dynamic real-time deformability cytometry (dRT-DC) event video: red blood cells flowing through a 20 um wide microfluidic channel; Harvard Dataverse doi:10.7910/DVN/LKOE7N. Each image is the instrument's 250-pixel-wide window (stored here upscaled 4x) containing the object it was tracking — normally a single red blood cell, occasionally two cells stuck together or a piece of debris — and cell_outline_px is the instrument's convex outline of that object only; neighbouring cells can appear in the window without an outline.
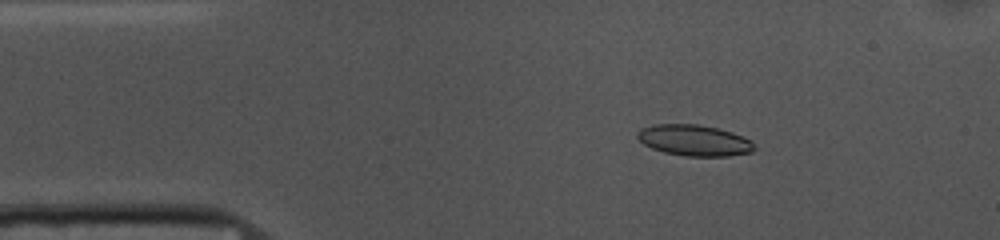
{"species": "common noctule bat (a hibernating species)", "species_latin": "Nyctalus noctula", "temperature_condition": "cold", "stored_images_in_passage": 53, "camera_frame_rate_fps": 3000, "um_per_image_px": 0.085, "animal": {"sex": "female", "body_mass_g": 10.0, "forearm_length_mm": 53.1}, "frame": {"image": 1, "passage_image": 8, "time_ms": 2.333, "image_size_px": [1000, 240], "cell_outline_px": [[756, 148], [752, 152], [728, 156], [684, 156], [664, 152], [652, 148], [644, 144], [636, 136], [636, 132], [640, 128], [656, 124], [696, 124], [720, 128], [744, 136], [752, 140]], "centroid_in_image_um": [59.03, 11.92], "position_along_channel_um": 26.0, "area_um2": 21.39}}
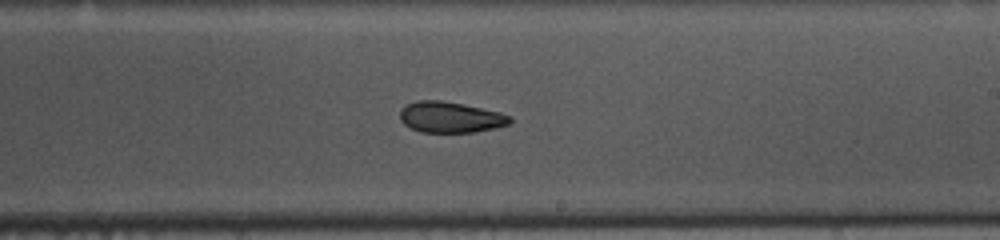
{"frame": {"image": 2, "passage_image": 30, "time_ms": 9.667, "image_size_px": [1000, 240], "cell_outline_px": [[512, 120], [508, 124], [476, 132], [420, 132], [404, 124], [400, 120], [400, 108], [404, 104], [416, 100], [440, 100], [464, 104], [500, 112], [512, 116]], "centroid_in_image_um": [38.25, 9.95], "position_along_channel_um": 250.8, "area_um2": 19.94}}
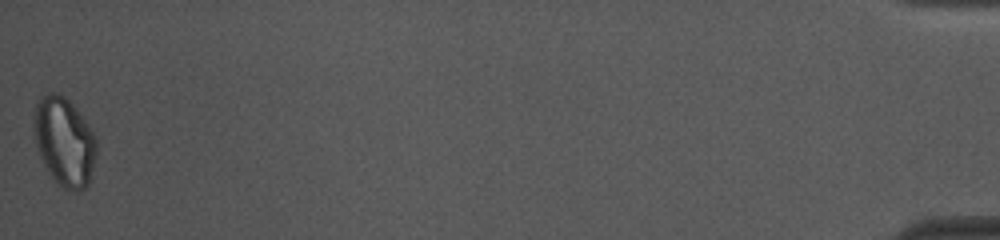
{"frame": {"image": 3, "passage_image": 53, "time_ms": 17.333, "image_size_px": [1000, 240], "cell_outline_px": [[96, 156], [88, 184], [84, 188], [76, 192], [64, 188], [56, 184], [44, 164], [40, 156], [36, 144], [32, 128], [32, 120], [36, 104], [40, 96], [48, 92], [56, 92], [64, 96], [76, 108], [96, 136]], "centroid_in_image_um": [5.44, 12.02], "position_along_channel_um": 429.8, "area_um2": 32.6}, "authors_computed_cell_mechanics": {"area_um2": 20.808, "velocity_mm_per_s": 3.6776, "shape_relaxation_time_tau1_ms": 7.6986, "shape_relaxation_time_tau2_ms": 5.6313, "deformation_change_tau1": 0.1316, "deformation_change_tau2": 0.0995}}